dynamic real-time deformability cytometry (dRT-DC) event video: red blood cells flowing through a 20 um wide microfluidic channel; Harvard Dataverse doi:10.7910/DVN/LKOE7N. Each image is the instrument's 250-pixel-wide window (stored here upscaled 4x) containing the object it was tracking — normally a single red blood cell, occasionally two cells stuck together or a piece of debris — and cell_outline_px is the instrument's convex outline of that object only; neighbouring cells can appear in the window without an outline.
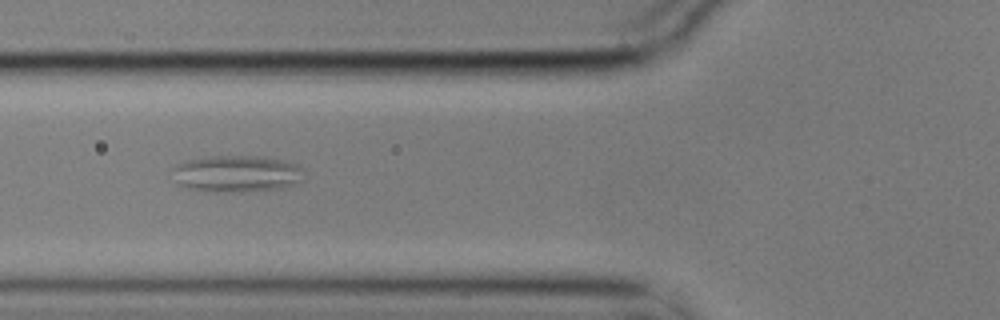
{"species": "common noctule bat (a hibernating species)", "species_latin": "Nyctalus noctula", "temperature_condition": "cold", "stored_images_in_passage": 46, "camera_frame_rate_fps": 3000, "um_per_image_px": 0.085, "animal": {"sex": "male", "body_mass_g": 17.9}, "frame": {"image": 1, "passage_image": 8, "time_ms": 2.333, "image_size_px": [1000, 320], "cell_outline_px": [[308, 172], [304, 180], [288, 188], [256, 192], [208, 192], [188, 188], [180, 184], [172, 168], [176, 164], [188, 160], [212, 156], [264, 156], [284, 160], [296, 164], [304, 168]], "centroid_in_image_um": [20.28, 14.78], "position_along_channel_um": 105.5, "area_um2": 29.02}}
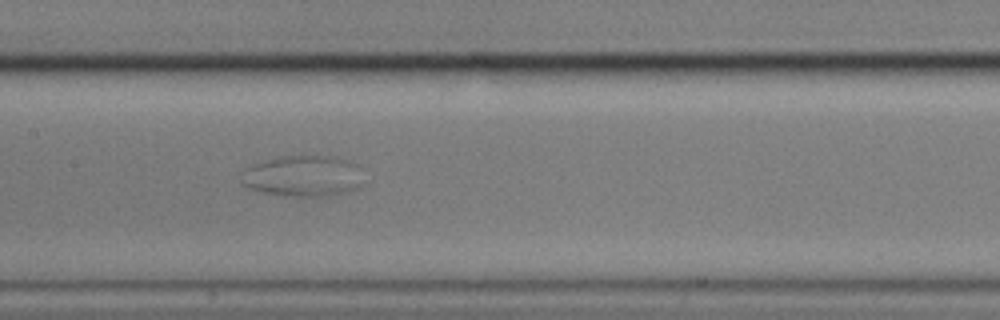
{"frame": {"image": 2, "passage_image": 15, "time_ms": 4.667, "image_size_px": [1000, 320], "cell_outline_px": [[360, 184], [352, 192], [332, 196], [284, 196], [264, 192], [248, 188], [240, 180], [240, 172], [244, 168], [252, 164], [276, 156], [328, 156], [348, 160], [356, 164]], "centroid_in_image_um": [25.67, 14.97], "position_along_channel_um": 181.7, "area_um2": 29.42}}
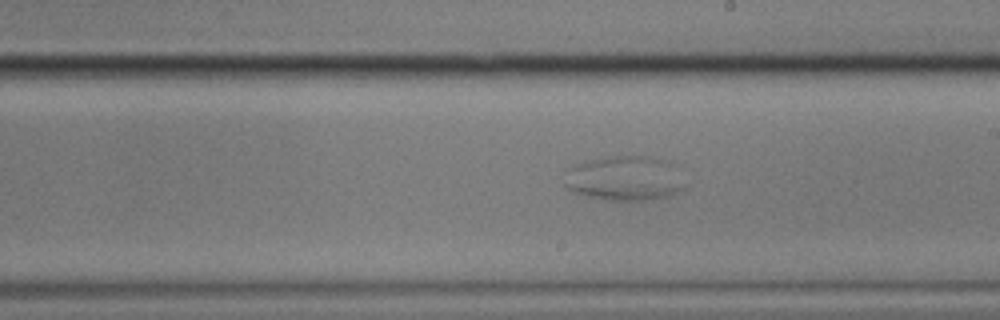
{"frame": {"image": 3, "passage_image": 20, "time_ms": 6.333, "image_size_px": [1000, 320], "cell_outline_px": [[688, 184], [684, 188], [672, 196], [644, 200], [612, 200], [588, 196], [576, 192], [568, 188], [564, 184], [568, 168], [572, 164], [584, 160], [612, 156], [648, 156], [668, 160], [672, 164]], "centroid_in_image_um": [53.13, 15.14], "position_along_channel_um": 235.9, "area_um2": 31.73}}